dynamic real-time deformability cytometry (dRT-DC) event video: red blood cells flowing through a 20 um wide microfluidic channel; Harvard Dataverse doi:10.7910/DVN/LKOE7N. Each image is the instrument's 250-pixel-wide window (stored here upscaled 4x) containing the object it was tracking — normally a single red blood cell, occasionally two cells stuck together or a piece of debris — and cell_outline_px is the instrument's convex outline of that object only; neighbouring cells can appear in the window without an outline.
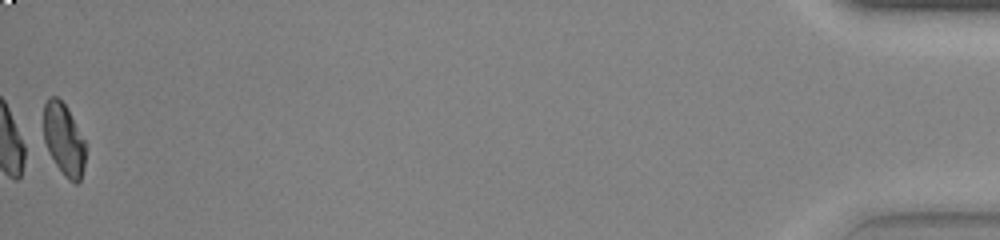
{"species": "common noctule bat (a hibernating species)", "species_latin": "Nyctalus noctula", "temperature_condition": "warm", "stored_images_in_passage": 53, "camera_frame_rate_fps": 3000, "um_per_image_px": 0.085, "animal": {"sex": "female", "body_mass_g": 23.0, "forearm_length_mm": 53.4}, "frame": {"image": 1, "passage_image": 53, "time_ms": 17.333, "image_size_px": [1000, 240], "cell_outline_px": [[84, 164], [80, 180], [76, 184], [68, 180], [64, 176], [48, 152], [44, 140], [44, 104], [52, 96], [56, 96], [68, 108], [84, 140]], "centroid_in_image_um": [5.41, 11.86], "position_along_channel_um": 429.8, "area_um2": 17.34}, "authors_computed_cell_mechanics": {"area_um2": 18.8428, "velocity_mm_per_s": 3.8395, "shape_relaxation_time_tau1_ms": 3.4069, "shape_relaxation_time_tau2_ms": 2.6128, "deformation_change_tau1": 0.1731, "deformation_change_tau2": 0.0525}}